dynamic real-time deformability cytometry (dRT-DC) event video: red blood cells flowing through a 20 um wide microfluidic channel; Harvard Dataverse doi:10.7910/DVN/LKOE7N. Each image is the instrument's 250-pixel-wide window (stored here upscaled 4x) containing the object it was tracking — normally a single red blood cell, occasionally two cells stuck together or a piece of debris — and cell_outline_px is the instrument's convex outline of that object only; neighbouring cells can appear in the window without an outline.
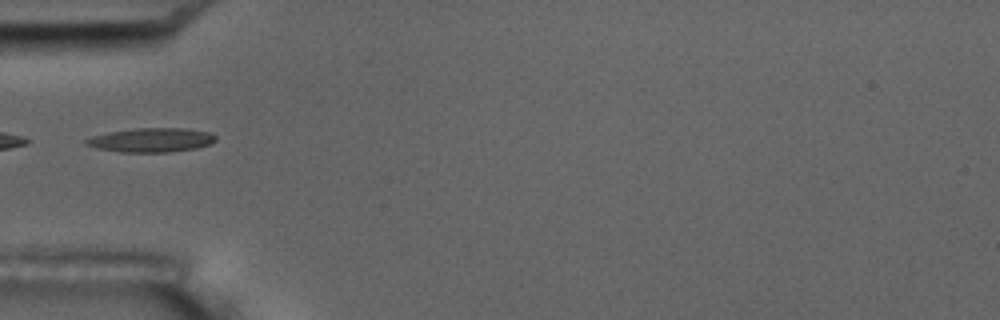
{"species": "common noctule bat (a hibernating species)", "species_latin": "Nyctalus noctula", "temperature_condition": "room temperature", "stored_images_in_passage": 11, "camera_frame_rate_fps": 3000, "um_per_image_px": 0.085, "animal": {"sex": "male", "body_mass_g": 17.5, "forearm_length_mm": 52.3}, "frame": {"image": 1, "passage_image": 5, "time_ms": 5.667, "image_size_px": [1000, 320], "cell_outline_px": [[216, 140], [212, 144], [196, 148], [168, 152], [120, 152], [96, 148], [84, 144], [84, 140], [92, 136], [108, 132], [136, 128], [184, 128], [208, 132], [216, 136]], "centroid_in_image_um": [12.85, 11.9], "position_along_channel_um": 72.1, "area_um2": 18.26}}
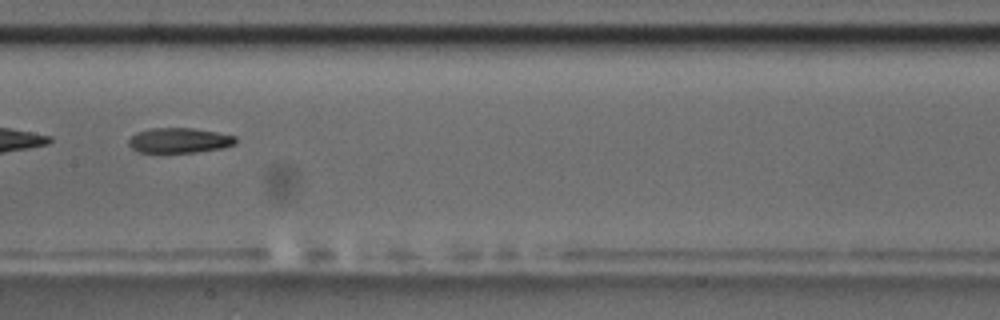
{"frame": {"image": 2, "passage_image": 8, "time_ms": 9.0, "image_size_px": [1000, 320], "cell_outline_px": [[236, 144], [220, 148], [192, 152], [140, 152], [132, 148], [128, 144], [128, 140], [136, 132], [152, 128], [192, 128], [216, 132], [236, 136]], "centroid_in_image_um": [15.22, 11.92], "position_along_channel_um": 192.2, "area_um2": 15.43}}